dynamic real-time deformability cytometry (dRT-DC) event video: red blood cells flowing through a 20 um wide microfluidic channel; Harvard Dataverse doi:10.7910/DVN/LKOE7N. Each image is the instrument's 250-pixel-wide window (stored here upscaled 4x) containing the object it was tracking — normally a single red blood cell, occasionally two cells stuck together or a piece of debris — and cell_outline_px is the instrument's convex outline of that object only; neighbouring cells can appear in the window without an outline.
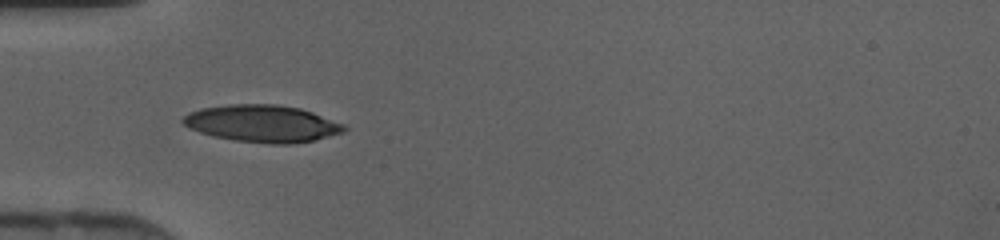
{"species": "human", "species_latin": "Homo sapiens", "temperature_condition": "cold", "stored_images_in_passage": 32, "camera_frame_rate_fps": 3000, "um_per_image_px": 0.085, "donor": {"sex": "female"}, "frame": {"image": 1, "passage_image": 1, "time_ms": 0.0, "image_size_px": [1000, 240], "cell_outline_px": [[348, 128], [344, 132], [312, 140], [288, 144], [272, 144], [232, 140], [212, 136], [200, 132], [184, 124], [180, 120], [188, 112], [200, 108], [228, 104], [276, 104], [300, 108], [312, 112], [344, 124]], "centroid_in_image_um": [22.27, 10.49], "position_along_channel_um": 62.7, "area_um2": 34.8}}
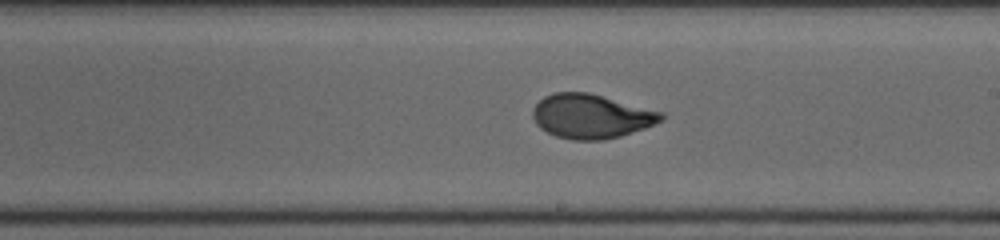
{"frame": {"image": 2, "passage_image": 13, "time_ms": 4.0, "image_size_px": [1000, 240], "cell_outline_px": [[664, 120], [644, 128], [620, 136], [604, 140], [572, 140], [556, 136], [540, 128], [536, 124], [532, 116], [532, 108], [544, 96], [552, 92], [588, 92], [664, 112]], "centroid_in_image_um": [50.24, 9.88], "position_along_channel_um": 238.8, "area_um2": 33.23}}
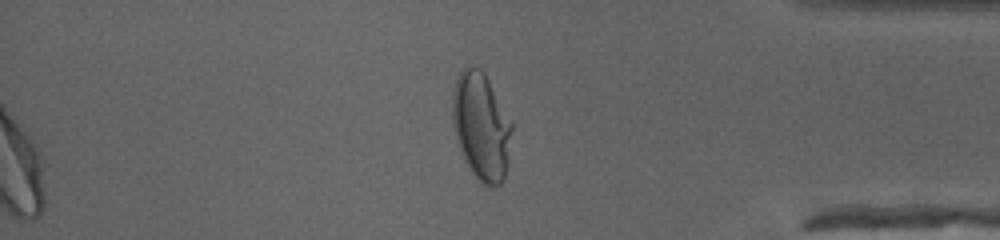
{"frame": {"image": 3, "passage_image": 25, "time_ms": 8.0, "image_size_px": [1000, 240], "cell_outline_px": [[512, 128], [508, 160], [504, 176], [500, 184], [484, 184], [472, 172], [464, 160], [456, 140], [452, 120], [452, 92], [456, 76], [464, 64], [472, 64], [480, 68], [484, 72], [512, 120]], "centroid_in_image_um": [40.88, 10.63], "position_along_channel_um": 394.3, "area_um2": 37.51}}